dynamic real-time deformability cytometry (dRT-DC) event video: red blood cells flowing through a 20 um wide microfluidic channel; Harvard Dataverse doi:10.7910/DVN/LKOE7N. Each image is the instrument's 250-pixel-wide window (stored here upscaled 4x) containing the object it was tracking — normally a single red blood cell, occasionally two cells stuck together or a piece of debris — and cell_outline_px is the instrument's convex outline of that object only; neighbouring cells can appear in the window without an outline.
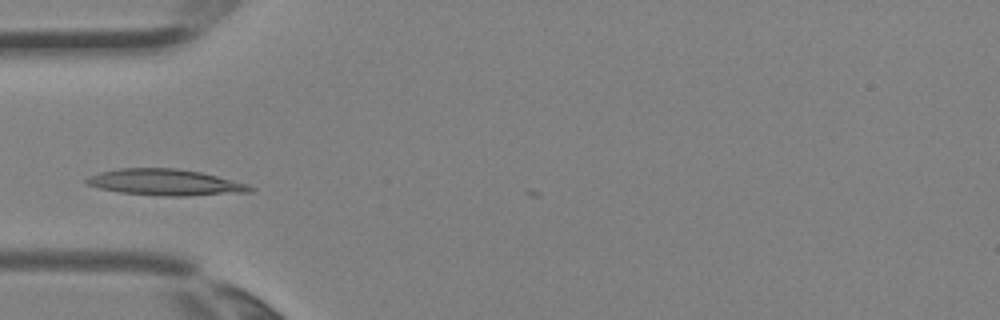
{"species": "Egyptian fruit bat (a non-hibernating species)", "species_latin": "Rousettus aegyptiacus", "temperature_condition": "room temperature", "stored_images_in_passage": 5, "camera_frame_rate_fps": 3000, "um_per_image_px": 0.085, "animal": {"sex": "female"}, "frame": {"image": 1, "passage_image": 5, "time_ms": 1.333, "image_size_px": [1000, 320], "cell_outline_px": [[256, 188], [252, 192], [192, 196], [160, 196], [120, 192], [100, 188], [88, 184], [84, 180], [88, 176], [100, 172], [120, 168], [176, 168], [200, 172], [248, 184]], "centroid_in_image_um": [14.08, 15.51], "position_along_channel_um": 70.9, "area_um2": 25.09}}